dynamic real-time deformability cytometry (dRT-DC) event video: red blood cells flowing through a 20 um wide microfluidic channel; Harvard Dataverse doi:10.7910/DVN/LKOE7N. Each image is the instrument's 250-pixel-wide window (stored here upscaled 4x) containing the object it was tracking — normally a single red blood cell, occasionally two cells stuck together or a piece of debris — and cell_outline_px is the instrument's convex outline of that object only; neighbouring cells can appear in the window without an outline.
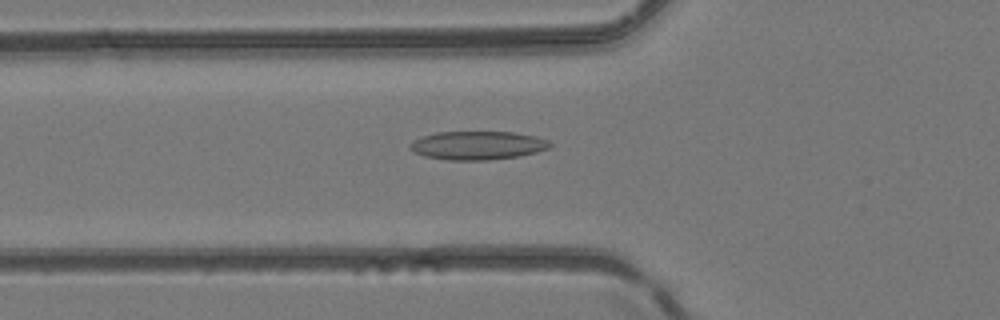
{"species": "common noctule bat (a hibernating species)", "species_latin": "Nyctalus noctula", "temperature_condition": "room temperature", "stored_images_in_passage": 39, "camera_frame_rate_fps": 3000, "um_per_image_px": 0.085, "animal": {"sex": "female", "body_mass_g": 24.6, "forearm_length_mm": 56.2}, "frame": {"image": 1, "passage_image": 9, "time_ms": 2.667, "image_size_px": [1000, 320], "cell_outline_px": [[552, 144], [548, 148], [536, 152], [520, 156], [488, 160], [448, 160], [424, 156], [412, 152], [408, 148], [408, 144], [412, 140], [436, 132], [512, 132], [536, 136], [548, 140]], "centroid_in_image_um": [40.55, 12.36], "position_along_channel_um": 85.2, "area_um2": 23.41}}
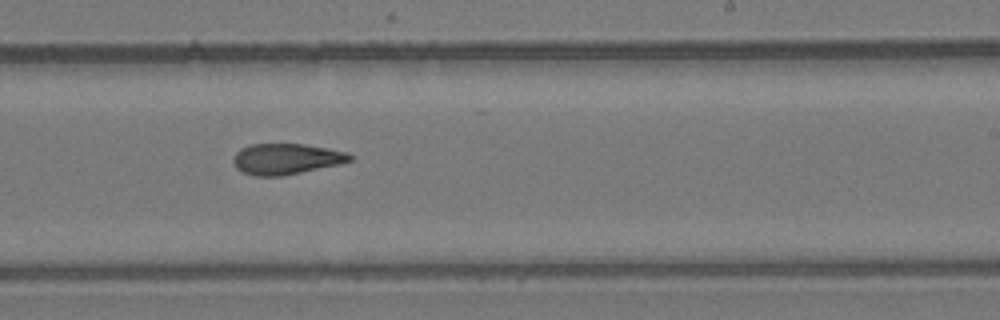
{"frame": {"image": 2, "passage_image": 21, "time_ms": 6.667, "image_size_px": [1000, 320], "cell_outline_px": [[352, 160], [340, 164], [284, 176], [256, 176], [244, 172], [236, 168], [232, 160], [236, 152], [240, 148], [252, 144], [304, 144], [328, 148], [348, 152], [352, 156]], "centroid_in_image_um": [24.33, 13.51], "position_along_channel_um": 264.7, "area_um2": 21.04}}
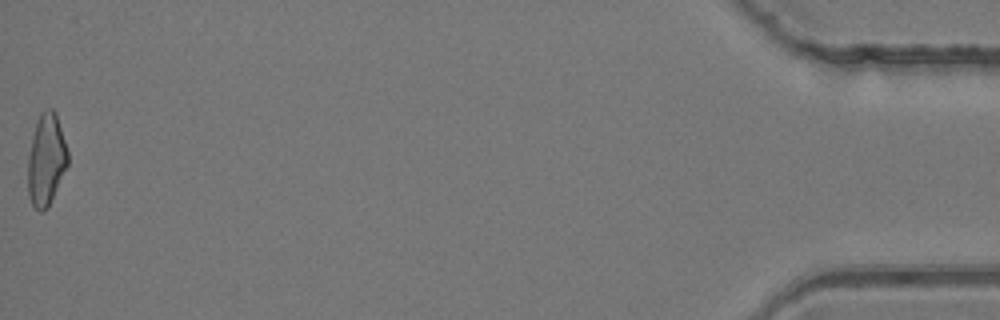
{"frame": {"image": 3, "passage_image": 39, "time_ms": 12.667, "image_size_px": [1000, 320], "cell_outline_px": [[68, 164], [48, 208], [40, 212], [32, 204], [28, 196], [28, 156], [32, 136], [40, 112], [44, 108], [52, 108], [56, 112], [68, 152]], "centroid_in_image_um": [3.92, 13.56], "position_along_channel_um": 431.3, "area_um2": 21.39}}